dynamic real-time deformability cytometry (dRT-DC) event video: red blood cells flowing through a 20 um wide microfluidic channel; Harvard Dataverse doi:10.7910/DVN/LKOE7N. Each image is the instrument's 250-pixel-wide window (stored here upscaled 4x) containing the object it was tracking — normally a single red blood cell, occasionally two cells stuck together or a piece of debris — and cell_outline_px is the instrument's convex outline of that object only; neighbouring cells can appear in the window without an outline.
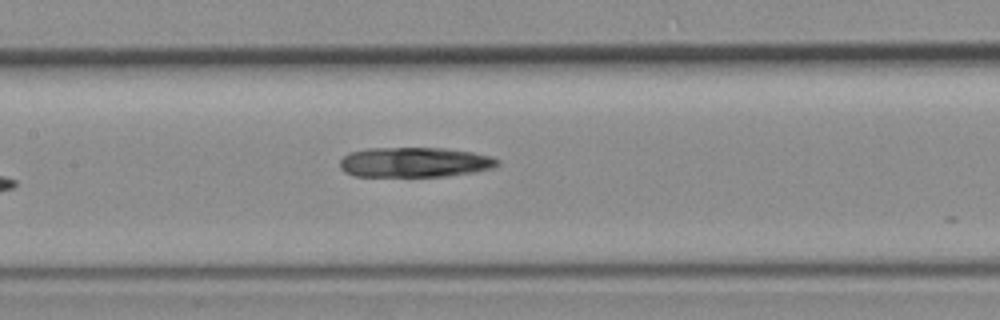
{"species": "common noctule bat (a hibernating species)", "species_latin": "Nyctalus noctula", "temperature_condition": "room temperature", "stored_images_in_passage": 7, "segment_of_instrument_passage": [1, 2], "camera_frame_rate_fps": 3000, "um_per_image_px": 0.085, "animal": {"sex": "female", "body_mass_g": 19.3, "forearm_length_mm": 54.1}, "frame": {"image": 1, "passage_image": 6, "time_ms": 5.667, "image_size_px": [1000, 320], "cell_outline_px": [[500, 164], [492, 168], [472, 172], [444, 176], [356, 176], [344, 172], [340, 168], [340, 160], [348, 152], [368, 148], [444, 148], [472, 152], [492, 156], [500, 160]], "centroid_in_image_um": [35.23, 13.78], "position_along_channel_um": 172.2, "area_um2": 27.57}}